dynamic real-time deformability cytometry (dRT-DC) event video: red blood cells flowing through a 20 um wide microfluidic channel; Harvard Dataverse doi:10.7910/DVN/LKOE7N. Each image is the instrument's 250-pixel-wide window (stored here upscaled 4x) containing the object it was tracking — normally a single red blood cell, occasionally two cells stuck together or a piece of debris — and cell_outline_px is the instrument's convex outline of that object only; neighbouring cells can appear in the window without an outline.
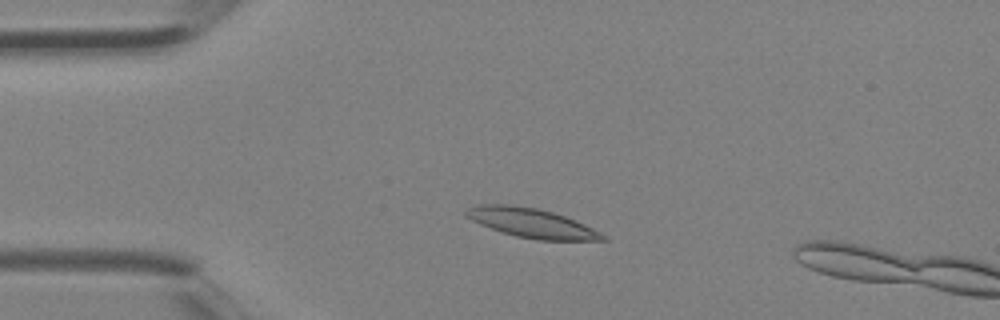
{"species": "Egyptian fruit bat (a non-hibernating species)", "species_latin": "Rousettus aegyptiacus", "temperature_condition": "room temperature", "stored_images_in_passage": 3, "camera_frame_rate_fps": 3000, "um_per_image_px": 0.085, "animal": {"sex": "female"}, "frame": {"image": 1, "passage_image": 2, "time_ms": 0.333, "image_size_px": [1000, 320], "cell_outline_px": [[608, 240], [540, 240], [516, 236], [480, 224], [464, 216], [464, 212], [468, 208], [480, 204], [512, 204], [536, 208], [552, 212], [564, 216], [584, 224], [608, 236]], "centroid_in_image_um": [45.18, 18.95], "position_along_channel_um": 39.8, "area_um2": 23.12}}